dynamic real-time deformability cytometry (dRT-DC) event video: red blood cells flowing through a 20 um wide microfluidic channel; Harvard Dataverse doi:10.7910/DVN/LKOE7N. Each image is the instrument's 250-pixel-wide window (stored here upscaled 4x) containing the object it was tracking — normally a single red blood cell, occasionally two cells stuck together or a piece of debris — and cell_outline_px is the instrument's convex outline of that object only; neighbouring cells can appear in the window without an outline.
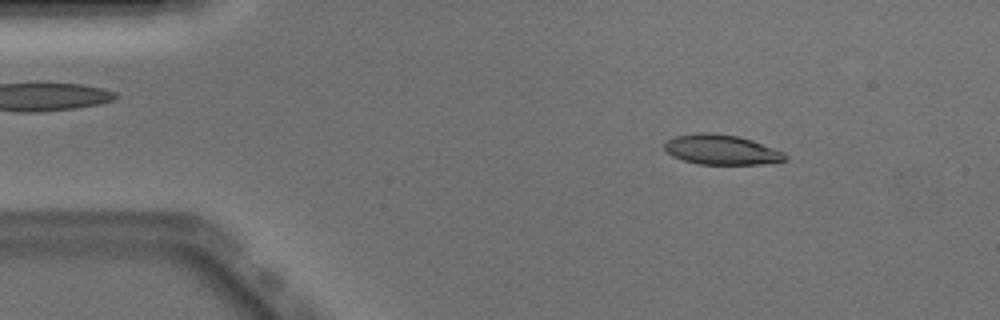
{"species": "Egyptian fruit bat (a non-hibernating species)", "species_latin": "Rousettus aegyptiacus", "temperature_condition": "warm", "stored_images_in_passage": 50, "camera_frame_rate_fps": 3000, "um_per_image_px": 0.085, "animal": {"sex": "male"}, "frame": {"image": 1, "passage_image": 6, "time_ms": 1.667, "image_size_px": [1000, 320], "cell_outline_px": [[788, 160], [760, 164], [700, 164], [684, 160], [672, 156], [664, 148], [664, 144], [668, 140], [676, 136], [696, 132], [712, 132], [740, 136], [752, 140], [784, 152], [788, 156]], "centroid_in_image_um": [61.34, 12.71], "position_along_channel_um": 23.7, "area_um2": 21.1}}
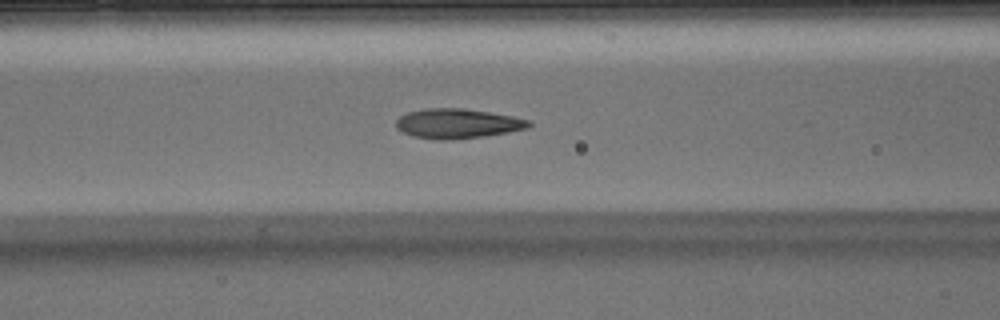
{"frame": {"image": 2, "passage_image": 19, "time_ms": 6.0, "image_size_px": [1000, 320], "cell_outline_px": [[532, 124], [528, 128], [508, 132], [484, 136], [452, 140], [440, 140], [416, 136], [404, 132], [396, 128], [396, 120], [400, 116], [408, 112], [424, 108], [464, 108], [512, 116], [532, 120]], "centroid_in_image_um": [38.91, 10.49], "position_along_channel_um": 127.7, "area_um2": 22.95}}
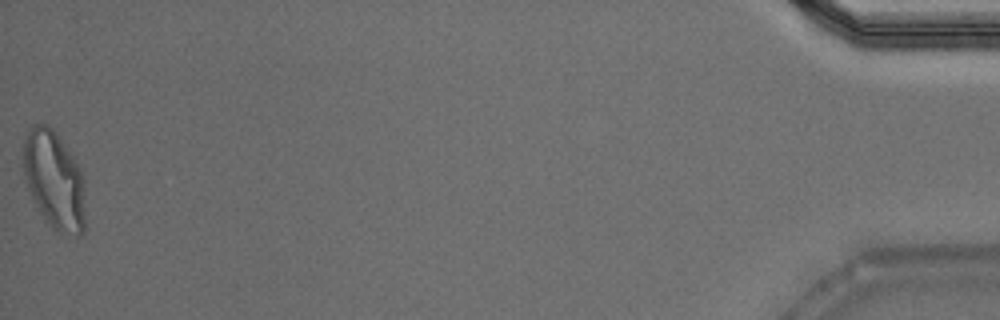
{"frame": {"image": 3, "passage_image": 50, "time_ms": 16.333, "image_size_px": [1000, 320], "cell_outline_px": [[84, 236], [80, 236], [60, 232], [52, 228], [44, 220], [28, 188], [24, 172], [24, 140], [32, 124], [48, 124], [56, 132], [80, 168], [84, 180]], "centroid_in_image_um": [4.62, 15.32], "position_along_channel_um": 430.6, "area_um2": 35.26}, "authors_computed_cell_mechanics": {"area_um2": 22.3975, "velocity_mm_per_s": 3.899, "shape_relaxation_time_tau1_ms": 5.5102, "shape_relaxation_time_tau2_ms": 1.0309, "deformation_change_tau1": 0.241, "deformation_change_tau2": 0.0737}}